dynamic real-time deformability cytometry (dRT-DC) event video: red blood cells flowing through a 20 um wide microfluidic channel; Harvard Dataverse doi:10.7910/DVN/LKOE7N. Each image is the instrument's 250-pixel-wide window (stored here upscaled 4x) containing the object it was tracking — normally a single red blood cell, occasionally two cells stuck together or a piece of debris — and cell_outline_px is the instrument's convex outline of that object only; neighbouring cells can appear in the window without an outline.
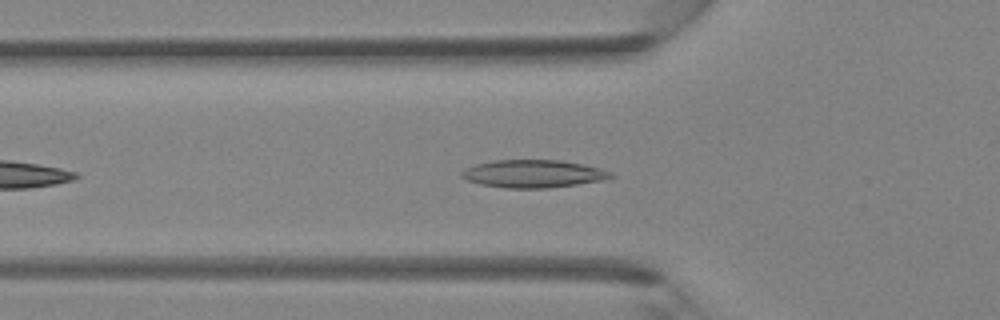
{"species": "Egyptian fruit bat (a non-hibernating species)", "species_latin": "Rousettus aegyptiacus", "temperature_condition": "room temperature", "stored_images_in_passage": 32, "camera_frame_rate_fps": 3000, "um_per_image_px": 0.085, "animal": {"sex": "female"}, "frame": {"image": 1, "passage_image": 6, "time_ms": 1.667, "image_size_px": [1000, 320], "cell_outline_px": [[616, 176], [600, 180], [576, 184], [548, 188], [508, 188], [480, 184], [468, 180], [460, 176], [460, 172], [476, 164], [496, 160], [560, 160], [584, 164], [600, 168], [612, 172]], "centroid_in_image_um": [45.34, 14.76], "position_along_channel_um": 80.5, "area_um2": 23.93}}
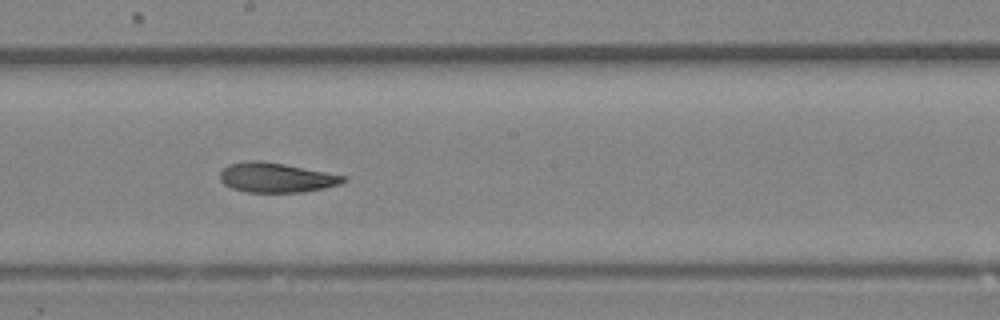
{"frame": {"image": 2, "passage_image": 15, "time_ms": 4.667, "image_size_px": [1000, 320], "cell_outline_px": [[348, 180], [340, 184], [324, 188], [300, 192], [248, 192], [232, 188], [224, 184], [220, 180], [220, 172], [228, 164], [244, 160], [260, 160], [284, 164], [348, 176]], "centroid_in_image_um": [23.48, 15.08], "position_along_channel_um": 224.7, "area_um2": 21.44}}
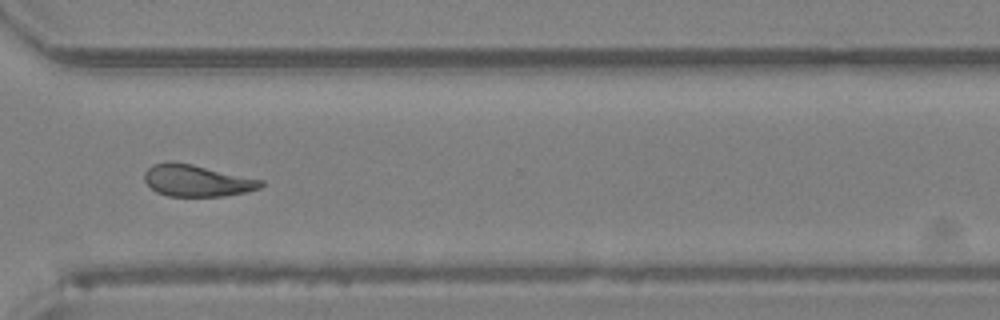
{"frame": {"image": 3, "passage_image": 23, "time_ms": 7.333, "image_size_px": [1000, 320], "cell_outline_px": [[264, 184], [260, 188], [244, 192], [224, 196], [168, 196], [156, 192], [144, 180], [144, 172], [152, 164], [172, 160], [192, 164], [264, 180]], "centroid_in_image_um": [16.71, 15.34], "position_along_channel_um": 353.9, "area_um2": 21.62}}